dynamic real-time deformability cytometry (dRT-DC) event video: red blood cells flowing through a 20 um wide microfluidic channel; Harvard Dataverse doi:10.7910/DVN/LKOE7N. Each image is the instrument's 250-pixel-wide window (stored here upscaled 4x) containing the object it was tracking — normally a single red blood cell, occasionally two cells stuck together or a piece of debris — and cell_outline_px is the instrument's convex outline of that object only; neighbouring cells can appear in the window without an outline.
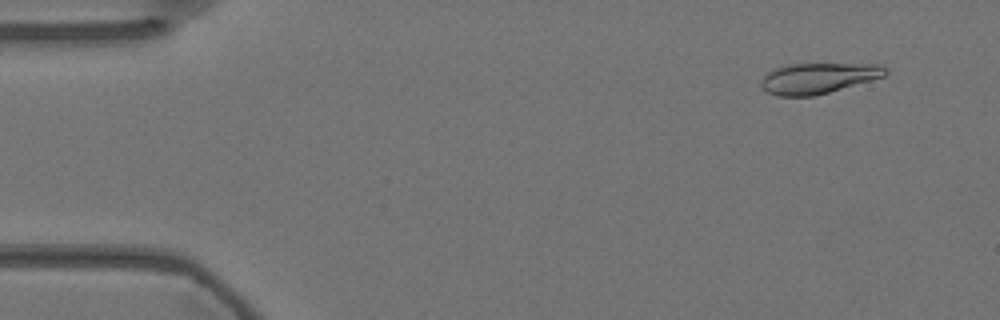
{"species": "Egyptian fruit bat (a non-hibernating species)", "species_latin": "Rousettus aegyptiacus", "temperature_condition": "warm", "stored_images_in_passage": 57, "camera_frame_rate_fps": 3000, "um_per_image_px": 0.085, "animal": {"sex": "female"}, "frame": {"image": 1, "passage_image": 5, "time_ms": 1.333, "image_size_px": [1000, 320], "cell_outline_px": [[888, 72], [884, 76], [872, 80], [828, 92], [812, 96], [776, 96], [760, 88], [760, 80], [772, 68], [788, 64], [880, 64], [888, 68]], "centroid_in_image_um": [69.51, 6.64], "position_along_channel_um": 15.5, "area_um2": 22.31}}
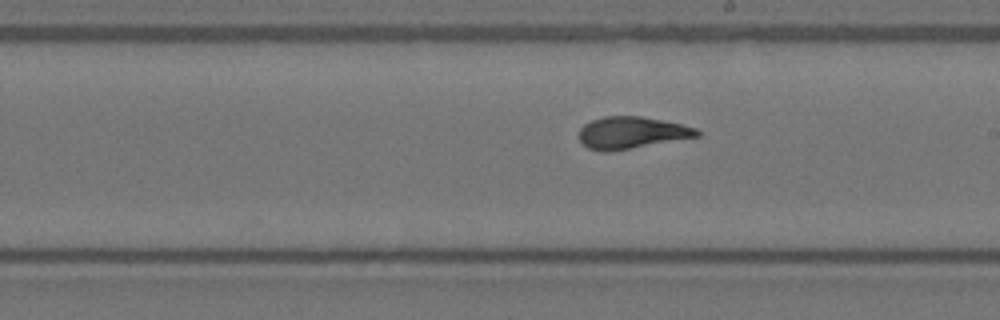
{"frame": {"image": 2, "passage_image": 32, "time_ms": 10.333, "image_size_px": [1000, 320], "cell_outline_px": [[700, 136], [632, 148], [608, 152], [604, 152], [588, 148], [580, 140], [580, 128], [584, 124], [592, 120], [604, 116], [640, 116], [680, 124], [696, 128], [700, 132]], "centroid_in_image_um": [53.67, 11.28], "position_along_channel_um": 235.3, "area_um2": 21.73}}
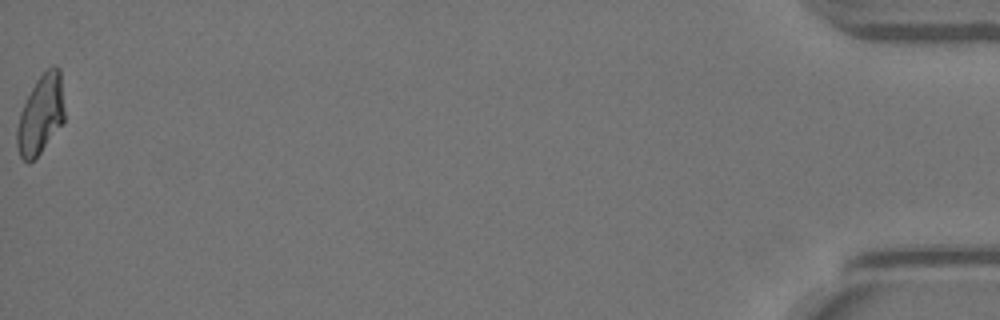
{"frame": {"image": 3, "passage_image": 57, "time_ms": 18.667, "image_size_px": [1000, 320], "cell_outline_px": [[64, 120], [40, 152], [28, 164], [20, 156], [16, 144], [16, 128], [20, 112], [36, 80], [52, 64], [56, 64], [60, 68], [64, 112]], "centroid_in_image_um": [3.45, 9.71], "position_along_channel_um": 431.8, "area_um2": 21.62}, "authors_computed_cell_mechanics": {"area_um2": 22.0796, "velocity_mm_per_s": 3.5808, "shape_relaxation_time_tau1_ms": 9.5268, "shape_relaxation_time_tau2_ms": 1.6112, "deformation_change_tau1": 0.261, "deformation_change_tau2": 0.0634}}